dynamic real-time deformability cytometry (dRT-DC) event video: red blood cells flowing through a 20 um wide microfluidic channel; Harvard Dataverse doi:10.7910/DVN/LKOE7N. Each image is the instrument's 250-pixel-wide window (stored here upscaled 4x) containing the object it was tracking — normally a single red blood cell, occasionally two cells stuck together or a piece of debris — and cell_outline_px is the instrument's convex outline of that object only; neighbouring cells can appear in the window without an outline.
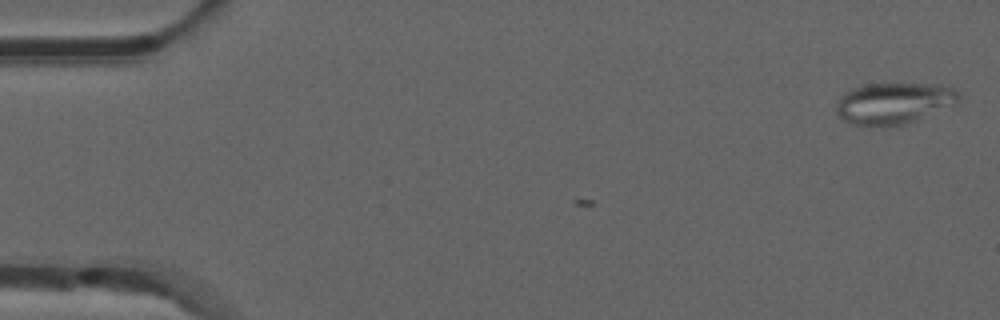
{"species": "common noctule bat (a hibernating species)", "species_latin": "Nyctalus noctula", "temperature_condition": "room temperature", "stored_images_in_passage": 3, "camera_frame_rate_fps": 3000, "um_per_image_px": 0.085, "animal": {"sex": "male", "forearm_length_mm": 52.5}, "frame": {"image": 1, "passage_image": 3, "time_ms": 0.667, "image_size_px": [1000, 320], "cell_outline_px": [[964, 96], [956, 104], [916, 120], [904, 124], [884, 128], [868, 128], [852, 124], [844, 120], [836, 112], [836, 100], [844, 92], [852, 88], [868, 84], [940, 84], [952, 88]], "centroid_in_image_um": [75.96, 8.8], "position_along_channel_um": 9.0, "area_um2": 30.23}}